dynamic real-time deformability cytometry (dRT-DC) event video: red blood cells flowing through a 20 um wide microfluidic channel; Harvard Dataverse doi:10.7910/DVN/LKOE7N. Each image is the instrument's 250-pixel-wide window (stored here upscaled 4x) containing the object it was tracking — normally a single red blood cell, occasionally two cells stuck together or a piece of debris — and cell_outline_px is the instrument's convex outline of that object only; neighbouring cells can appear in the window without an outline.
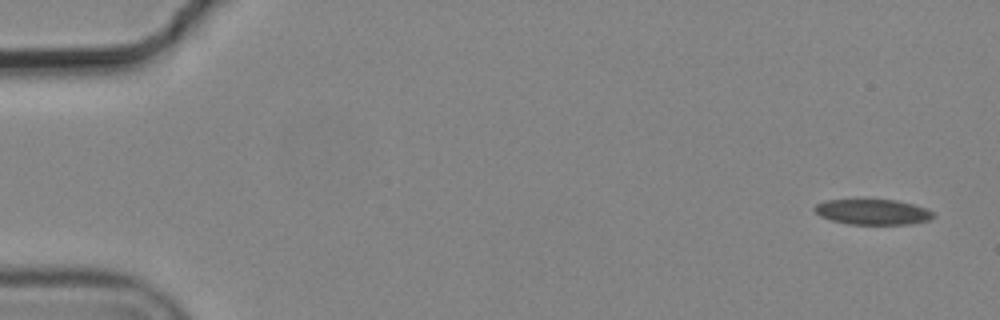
{"species": "common noctule bat (a hibernating species)", "species_latin": "Nyctalus noctula", "temperature_condition": "cold", "stored_images_in_passage": 5, "camera_frame_rate_fps": 3000, "um_per_image_px": 0.085, "animal": {"sex": "male", "body_mass_g": 19.2, "forearm_length_mm": 51.8}, "frame": {"image": 1, "passage_image": 1, "time_ms": 0.0, "image_size_px": [1000, 320], "cell_outline_px": [[936, 216], [928, 220], [912, 224], [848, 224], [832, 220], [820, 216], [812, 208], [816, 204], [824, 200], [896, 200], [912, 204], [924, 208], [932, 212]], "centroid_in_image_um": [74.16, 18.02], "position_along_channel_um": 10.8, "area_um2": 17.46}}